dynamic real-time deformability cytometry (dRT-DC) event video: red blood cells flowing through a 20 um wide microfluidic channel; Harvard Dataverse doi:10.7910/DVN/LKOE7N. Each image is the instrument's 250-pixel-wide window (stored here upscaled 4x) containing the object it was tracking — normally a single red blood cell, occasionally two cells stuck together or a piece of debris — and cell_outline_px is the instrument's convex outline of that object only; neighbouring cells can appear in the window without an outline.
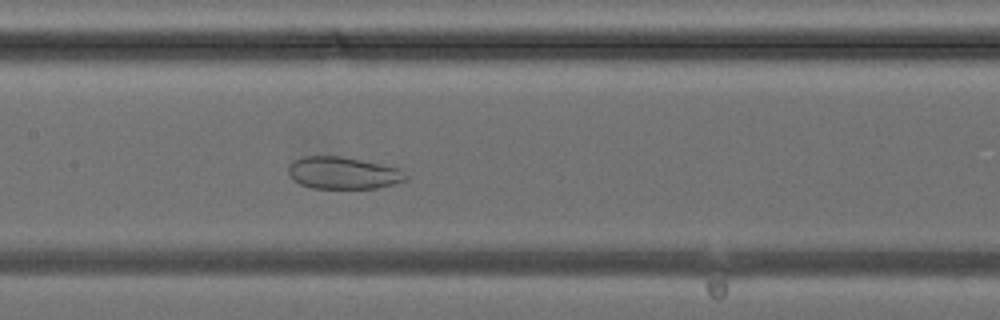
{"species": "common noctule bat (a hibernating species)", "species_latin": "Nyctalus noctula", "temperature_condition": "cold", "stored_images_in_passage": 25, "camera_frame_rate_fps": 3000, "um_per_image_px": 0.085, "animal": {"sex": "female", "body_mass_g": 24.6, "forearm_length_mm": 56.2}, "frame": {"image": 1, "passage_image": 11, "time_ms": 3.333, "image_size_px": [1000, 320], "cell_outline_px": [[408, 180], [376, 188], [312, 188], [300, 184], [292, 180], [288, 172], [288, 164], [292, 160], [304, 156], [344, 156], [400, 168], [408, 176]], "centroid_in_image_um": [29.15, 14.69], "position_along_channel_um": 178.3, "area_um2": 22.25}}